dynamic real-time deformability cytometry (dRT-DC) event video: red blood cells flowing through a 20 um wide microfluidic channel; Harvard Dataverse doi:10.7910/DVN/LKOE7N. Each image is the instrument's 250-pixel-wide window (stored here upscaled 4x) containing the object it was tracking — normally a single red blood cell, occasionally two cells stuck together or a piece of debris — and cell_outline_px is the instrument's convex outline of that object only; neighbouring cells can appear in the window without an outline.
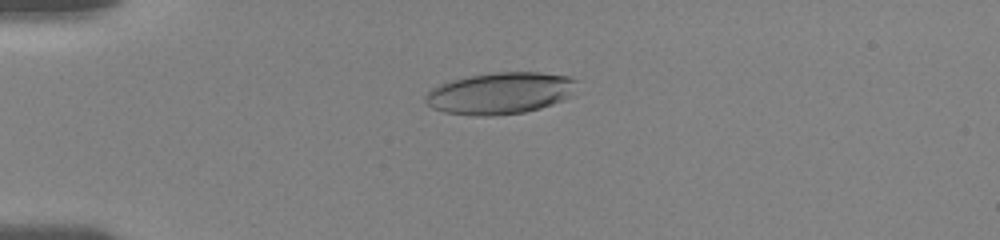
{"species": "human", "species_latin": "Homo sapiens", "temperature_condition": "room temperature", "stored_images_in_passage": 41, "camera_frame_rate_fps": 3000, "um_per_image_px": 0.085, "donor": {"sex": "female"}, "frame": {"image": 1, "passage_image": 12, "time_ms": 4.0, "image_size_px": [1000, 240], "cell_outline_px": [[576, 80], [572, 96], [564, 100], [540, 108], [524, 112], [492, 116], [472, 116], [444, 112], [432, 108], [424, 100], [424, 96], [432, 88], [440, 84], [452, 80], [468, 76], [496, 72], [540, 72], [568, 76]], "centroid_in_image_um": [42.5, 7.93], "position_along_channel_um": 42.5, "area_um2": 36.93}}
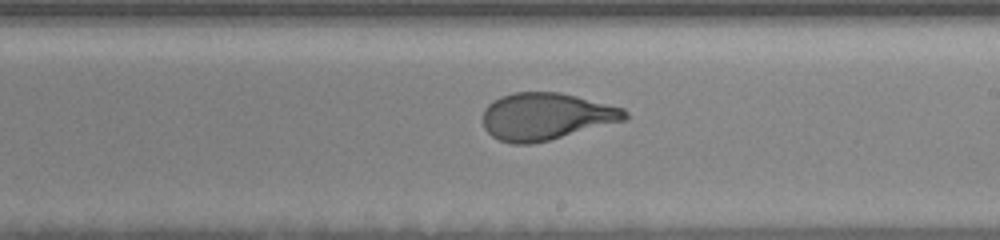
{"frame": {"image": 2, "passage_image": 26, "time_ms": 10.333, "image_size_px": [1000, 240], "cell_outline_px": [[628, 120], [532, 144], [512, 144], [500, 140], [492, 136], [484, 128], [484, 108], [492, 100], [500, 96], [512, 92], [560, 92], [624, 108], [628, 112]], "centroid_in_image_um": [46.42, 9.89], "position_along_channel_um": 242.6, "area_um2": 39.13}}
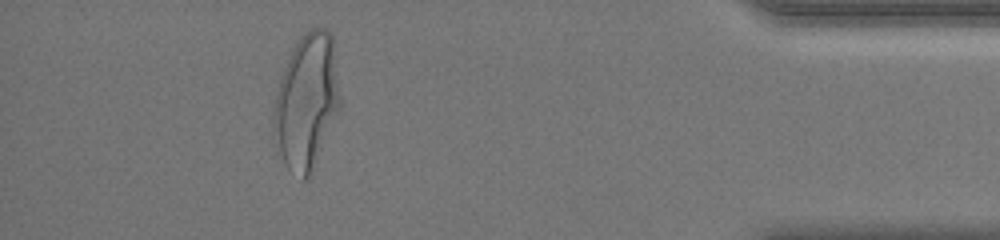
{"frame": {"image": 3, "passage_image": 40, "time_ms": 16.0, "image_size_px": [1000, 240], "cell_outline_px": [[340, 112], [312, 176], [304, 180], [300, 180], [284, 164], [272, 132], [272, 112], [276, 88], [292, 48], [300, 36], [304, 32], [312, 28], [324, 28], [332, 36], [340, 96]], "centroid_in_image_um": [26.06, 8.71], "position_along_channel_um": 409.1, "area_um2": 53.35}, "authors_computed_cell_mechanics": {"area_um2": 39.3618, "velocity_mm_per_s": 3.6941, "shape_relaxation_time_tau1_ms": 4.5828, "shape_relaxation_time_tau2_ms": 0.8479, "deformation_change_tau1": 0.2026, "deformation_change_tau2": 0.0712}}